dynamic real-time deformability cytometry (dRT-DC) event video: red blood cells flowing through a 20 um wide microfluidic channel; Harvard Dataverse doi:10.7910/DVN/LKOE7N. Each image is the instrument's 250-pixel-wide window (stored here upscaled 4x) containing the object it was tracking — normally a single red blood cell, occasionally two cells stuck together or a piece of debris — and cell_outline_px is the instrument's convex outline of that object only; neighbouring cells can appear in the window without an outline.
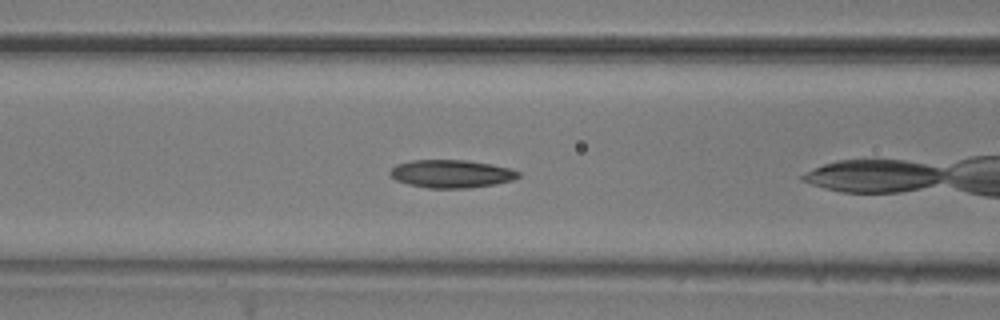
{"species": "common noctule bat (a hibernating species)", "species_latin": "Nyctalus noctula", "temperature_condition": "room temperature", "stored_images_in_passage": 20, "camera_frame_rate_fps": 3000, "um_per_image_px": 0.085, "animal": {"sex": "male", "body_mass_g": 20.5, "forearm_length_mm": 52.5}, "frame": {"image": 1, "passage_image": 6, "time_ms": 1.667, "image_size_px": [1000, 320], "cell_outline_px": [[520, 176], [512, 180], [496, 184], [468, 188], [428, 188], [408, 184], [396, 180], [388, 172], [396, 164], [412, 160], [468, 160], [492, 164], [508, 168], [520, 172]], "centroid_in_image_um": [38.36, 14.77], "position_along_channel_um": 128.2, "area_um2": 20.92}}
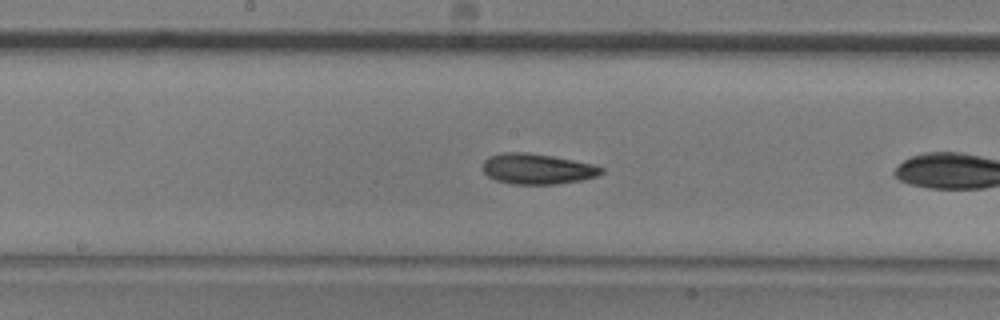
{"frame": {"image": 2, "passage_image": 12, "time_ms": 3.667, "image_size_px": [1000, 320], "cell_outline_px": [[604, 172], [596, 176], [580, 180], [556, 184], [512, 184], [496, 180], [488, 176], [484, 172], [484, 160], [488, 156], [504, 152], [528, 152], [552, 156], [592, 164], [604, 168]], "centroid_in_image_um": [45.65, 14.35], "position_along_channel_um": 202.5, "area_um2": 20.98}}
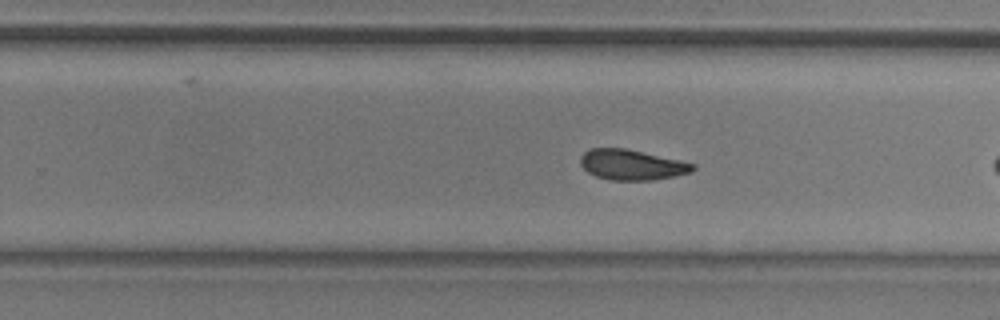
{"frame": {"image": 3, "passage_image": 18, "time_ms": 5.667, "image_size_px": [1000, 320], "cell_outline_px": [[696, 168], [692, 172], [652, 180], [612, 180], [596, 176], [588, 172], [580, 164], [580, 156], [584, 152], [592, 148], [624, 148], [680, 160], [696, 164]], "centroid_in_image_um": [53.7, 14.0], "position_along_channel_um": 276.1, "area_um2": 19.77}}